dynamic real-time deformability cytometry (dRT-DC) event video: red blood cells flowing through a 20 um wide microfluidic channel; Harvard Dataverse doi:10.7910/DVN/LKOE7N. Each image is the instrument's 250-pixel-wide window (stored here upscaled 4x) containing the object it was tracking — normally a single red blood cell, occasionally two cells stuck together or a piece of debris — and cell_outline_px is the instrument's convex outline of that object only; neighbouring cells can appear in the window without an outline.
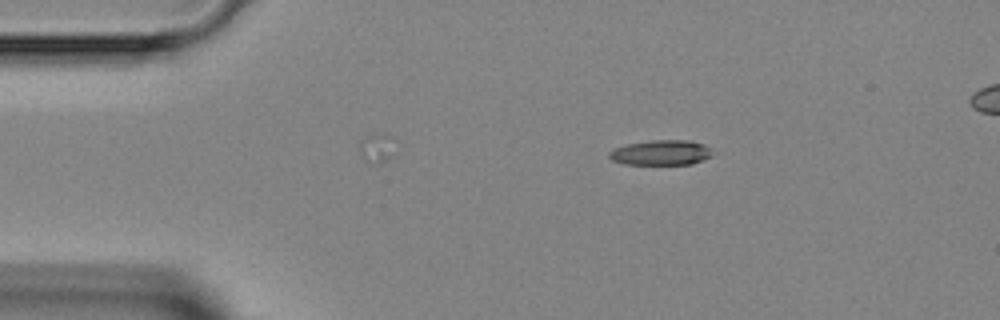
{"species": "Egyptian fruit bat (a non-hibernating species)", "species_latin": "Rousettus aegyptiacus", "temperature_condition": "room temperature", "stored_images_in_passage": 33, "camera_frame_rate_fps": 3000, "um_per_image_px": 0.085, "animal": {"sex": "female"}, "frame": {"image": 1, "passage_image": 1, "time_ms": 0.0, "image_size_px": [1000, 320], "cell_outline_px": [[712, 156], [704, 160], [692, 164], [624, 164], [612, 160], [608, 156], [608, 152], [616, 148], [628, 144], [648, 140], [688, 140], [704, 144], [708, 148]], "centroid_in_image_um": [56.18, 12.97], "position_along_channel_um": 28.8, "area_um2": 15.03}}
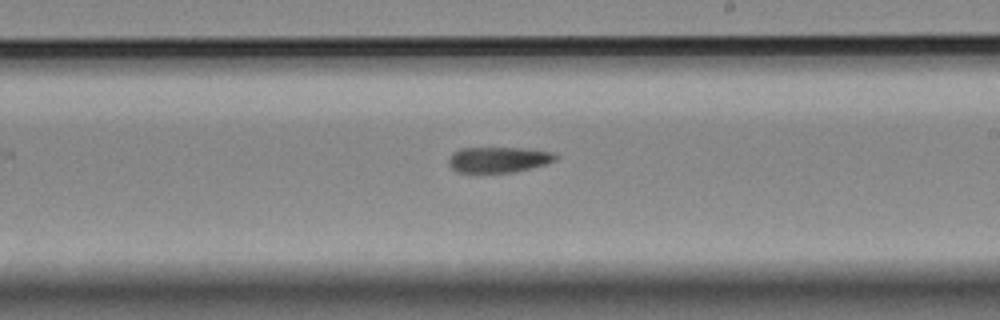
{"frame": {"image": 2, "passage_image": 20, "time_ms": 6.333, "image_size_px": [1000, 320], "cell_outline_px": [[560, 156], [556, 160], [532, 168], [512, 172], [456, 172], [448, 164], [448, 156], [452, 152], [460, 148], [524, 148], [552, 152]], "centroid_in_image_um": [42.35, 13.56], "position_along_channel_um": 246.7, "area_um2": 16.07}}
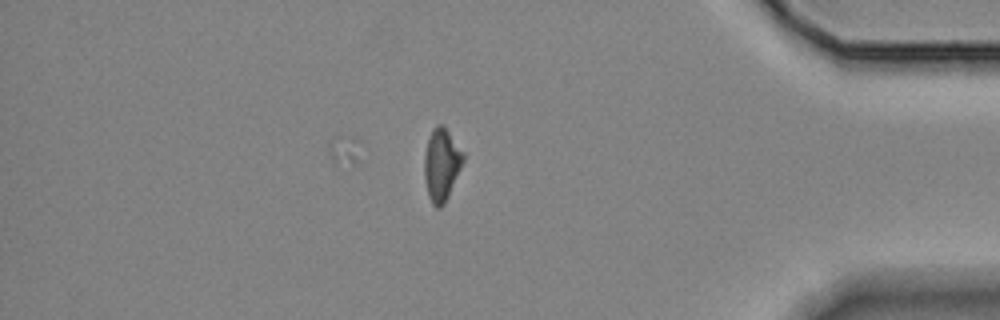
{"frame": {"image": 3, "passage_image": 33, "time_ms": 10.667, "image_size_px": [1000, 320], "cell_outline_px": [[464, 160], [444, 204], [440, 208], [436, 208], [432, 204], [428, 196], [424, 180], [424, 156], [428, 140], [432, 128], [436, 124], [444, 124], [464, 152]], "centroid_in_image_um": [37.52, 13.96], "position_along_channel_um": 397.7, "area_um2": 16.53}}